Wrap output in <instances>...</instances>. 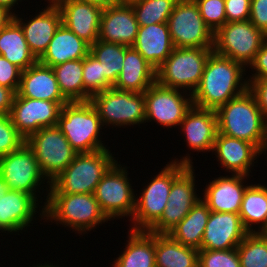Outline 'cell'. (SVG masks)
I'll list each match as a JSON object with an SVG mask.
<instances>
[{
  "label": "cell",
  "mask_w": 267,
  "mask_h": 267,
  "mask_svg": "<svg viewBox=\"0 0 267 267\" xmlns=\"http://www.w3.org/2000/svg\"><path fill=\"white\" fill-rule=\"evenodd\" d=\"M246 69L241 63L213 51L192 94L193 106L216 111L244 93L248 89Z\"/></svg>",
  "instance_id": "obj_1"
},
{
  "label": "cell",
  "mask_w": 267,
  "mask_h": 267,
  "mask_svg": "<svg viewBox=\"0 0 267 267\" xmlns=\"http://www.w3.org/2000/svg\"><path fill=\"white\" fill-rule=\"evenodd\" d=\"M188 153L179 159H171L160 169L158 174L150 177V182L142 187L141 192L136 193L135 209L130 230L148 231L161 217L168 203L173 181L188 167L193 166V157ZM138 195V196H137Z\"/></svg>",
  "instance_id": "obj_2"
},
{
  "label": "cell",
  "mask_w": 267,
  "mask_h": 267,
  "mask_svg": "<svg viewBox=\"0 0 267 267\" xmlns=\"http://www.w3.org/2000/svg\"><path fill=\"white\" fill-rule=\"evenodd\" d=\"M215 112L219 133L253 143L263 153L267 140V119L248 89Z\"/></svg>",
  "instance_id": "obj_3"
},
{
  "label": "cell",
  "mask_w": 267,
  "mask_h": 267,
  "mask_svg": "<svg viewBox=\"0 0 267 267\" xmlns=\"http://www.w3.org/2000/svg\"><path fill=\"white\" fill-rule=\"evenodd\" d=\"M44 222L56 223L84 236L110 221L101 211L94 194H48Z\"/></svg>",
  "instance_id": "obj_4"
},
{
  "label": "cell",
  "mask_w": 267,
  "mask_h": 267,
  "mask_svg": "<svg viewBox=\"0 0 267 267\" xmlns=\"http://www.w3.org/2000/svg\"><path fill=\"white\" fill-rule=\"evenodd\" d=\"M112 153L109 148L91 153H78L50 182L48 194H93L103 175L119 160Z\"/></svg>",
  "instance_id": "obj_5"
},
{
  "label": "cell",
  "mask_w": 267,
  "mask_h": 267,
  "mask_svg": "<svg viewBox=\"0 0 267 267\" xmlns=\"http://www.w3.org/2000/svg\"><path fill=\"white\" fill-rule=\"evenodd\" d=\"M57 127L78 153H91L110 148L105 145L104 140H101L104 134L101 130L105 128L90 101L69 102L63 105Z\"/></svg>",
  "instance_id": "obj_6"
},
{
  "label": "cell",
  "mask_w": 267,
  "mask_h": 267,
  "mask_svg": "<svg viewBox=\"0 0 267 267\" xmlns=\"http://www.w3.org/2000/svg\"><path fill=\"white\" fill-rule=\"evenodd\" d=\"M213 48H174L156 69V82L191 95L198 87Z\"/></svg>",
  "instance_id": "obj_7"
},
{
  "label": "cell",
  "mask_w": 267,
  "mask_h": 267,
  "mask_svg": "<svg viewBox=\"0 0 267 267\" xmlns=\"http://www.w3.org/2000/svg\"><path fill=\"white\" fill-rule=\"evenodd\" d=\"M89 101L97 111L104 128L109 127L110 130L111 126L114 129L145 125L144 93L122 91L111 87L92 95Z\"/></svg>",
  "instance_id": "obj_8"
},
{
  "label": "cell",
  "mask_w": 267,
  "mask_h": 267,
  "mask_svg": "<svg viewBox=\"0 0 267 267\" xmlns=\"http://www.w3.org/2000/svg\"><path fill=\"white\" fill-rule=\"evenodd\" d=\"M0 175L5 179L11 190L24 191L33 195L37 200L40 198L39 202L41 201L42 206L45 207L50 182L41 172L35 154L26 143L17 150L0 157ZM40 190L42 194L46 191L44 202Z\"/></svg>",
  "instance_id": "obj_9"
},
{
  "label": "cell",
  "mask_w": 267,
  "mask_h": 267,
  "mask_svg": "<svg viewBox=\"0 0 267 267\" xmlns=\"http://www.w3.org/2000/svg\"><path fill=\"white\" fill-rule=\"evenodd\" d=\"M120 163L117 160L109 168L93 194L101 211L110 221L127 217L130 222L135 209L136 191L132 188V180L128 176V166Z\"/></svg>",
  "instance_id": "obj_10"
},
{
  "label": "cell",
  "mask_w": 267,
  "mask_h": 267,
  "mask_svg": "<svg viewBox=\"0 0 267 267\" xmlns=\"http://www.w3.org/2000/svg\"><path fill=\"white\" fill-rule=\"evenodd\" d=\"M266 39L250 20L229 22L214 33L213 51L248 68Z\"/></svg>",
  "instance_id": "obj_11"
},
{
  "label": "cell",
  "mask_w": 267,
  "mask_h": 267,
  "mask_svg": "<svg viewBox=\"0 0 267 267\" xmlns=\"http://www.w3.org/2000/svg\"><path fill=\"white\" fill-rule=\"evenodd\" d=\"M25 143L32 149L41 172L54 180L76 157V152L57 126L41 128L31 134Z\"/></svg>",
  "instance_id": "obj_12"
},
{
  "label": "cell",
  "mask_w": 267,
  "mask_h": 267,
  "mask_svg": "<svg viewBox=\"0 0 267 267\" xmlns=\"http://www.w3.org/2000/svg\"><path fill=\"white\" fill-rule=\"evenodd\" d=\"M167 23L174 48H213L214 33L194 0H179Z\"/></svg>",
  "instance_id": "obj_13"
},
{
  "label": "cell",
  "mask_w": 267,
  "mask_h": 267,
  "mask_svg": "<svg viewBox=\"0 0 267 267\" xmlns=\"http://www.w3.org/2000/svg\"><path fill=\"white\" fill-rule=\"evenodd\" d=\"M146 122L158 126L179 128L186 113L193 106L192 95L186 91L152 84L145 92ZM154 121V122H153Z\"/></svg>",
  "instance_id": "obj_14"
},
{
  "label": "cell",
  "mask_w": 267,
  "mask_h": 267,
  "mask_svg": "<svg viewBox=\"0 0 267 267\" xmlns=\"http://www.w3.org/2000/svg\"><path fill=\"white\" fill-rule=\"evenodd\" d=\"M195 166H188L172 183L168 203L160 219L148 230L150 233L167 234L201 199L197 193Z\"/></svg>",
  "instance_id": "obj_15"
},
{
  "label": "cell",
  "mask_w": 267,
  "mask_h": 267,
  "mask_svg": "<svg viewBox=\"0 0 267 267\" xmlns=\"http://www.w3.org/2000/svg\"><path fill=\"white\" fill-rule=\"evenodd\" d=\"M67 103L69 101L36 100L15 94L9 115L26 140L41 128L57 126L62 107Z\"/></svg>",
  "instance_id": "obj_16"
},
{
  "label": "cell",
  "mask_w": 267,
  "mask_h": 267,
  "mask_svg": "<svg viewBox=\"0 0 267 267\" xmlns=\"http://www.w3.org/2000/svg\"><path fill=\"white\" fill-rule=\"evenodd\" d=\"M40 203L33 195L19 190L10 189L5 196H0V233L20 235L22 231L28 233L34 220L44 222V206Z\"/></svg>",
  "instance_id": "obj_17"
},
{
  "label": "cell",
  "mask_w": 267,
  "mask_h": 267,
  "mask_svg": "<svg viewBox=\"0 0 267 267\" xmlns=\"http://www.w3.org/2000/svg\"><path fill=\"white\" fill-rule=\"evenodd\" d=\"M44 1L48 3V5L46 4L44 8L42 6L40 10L37 9L34 16L29 15L30 19L27 16L26 18H22L25 17V15H19V13H17L18 15H13V18L20 24L23 30L31 52L37 59L44 54L56 30L62 23L60 9L54 1Z\"/></svg>",
  "instance_id": "obj_18"
},
{
  "label": "cell",
  "mask_w": 267,
  "mask_h": 267,
  "mask_svg": "<svg viewBox=\"0 0 267 267\" xmlns=\"http://www.w3.org/2000/svg\"><path fill=\"white\" fill-rule=\"evenodd\" d=\"M212 155L217 158L225 173L251 176L262 152L248 141L217 133ZM256 161V162H255Z\"/></svg>",
  "instance_id": "obj_19"
},
{
  "label": "cell",
  "mask_w": 267,
  "mask_h": 267,
  "mask_svg": "<svg viewBox=\"0 0 267 267\" xmlns=\"http://www.w3.org/2000/svg\"><path fill=\"white\" fill-rule=\"evenodd\" d=\"M248 178L249 176L240 174H224L212 178L213 180L205 185V189L201 190V199L210 211L239 214L244 192L251 184H245Z\"/></svg>",
  "instance_id": "obj_20"
},
{
  "label": "cell",
  "mask_w": 267,
  "mask_h": 267,
  "mask_svg": "<svg viewBox=\"0 0 267 267\" xmlns=\"http://www.w3.org/2000/svg\"><path fill=\"white\" fill-rule=\"evenodd\" d=\"M249 232L237 213L210 212L201 241V249H235Z\"/></svg>",
  "instance_id": "obj_21"
},
{
  "label": "cell",
  "mask_w": 267,
  "mask_h": 267,
  "mask_svg": "<svg viewBox=\"0 0 267 267\" xmlns=\"http://www.w3.org/2000/svg\"><path fill=\"white\" fill-rule=\"evenodd\" d=\"M60 9L62 23L80 39L93 45L99 36L103 8L79 0H53Z\"/></svg>",
  "instance_id": "obj_22"
},
{
  "label": "cell",
  "mask_w": 267,
  "mask_h": 267,
  "mask_svg": "<svg viewBox=\"0 0 267 267\" xmlns=\"http://www.w3.org/2000/svg\"><path fill=\"white\" fill-rule=\"evenodd\" d=\"M179 127L189 151L193 150L198 154L213 151L218 133L217 116L214 110L192 106Z\"/></svg>",
  "instance_id": "obj_23"
},
{
  "label": "cell",
  "mask_w": 267,
  "mask_h": 267,
  "mask_svg": "<svg viewBox=\"0 0 267 267\" xmlns=\"http://www.w3.org/2000/svg\"><path fill=\"white\" fill-rule=\"evenodd\" d=\"M138 28L132 6L116 3L103 8L98 40L132 47L136 41Z\"/></svg>",
  "instance_id": "obj_24"
},
{
  "label": "cell",
  "mask_w": 267,
  "mask_h": 267,
  "mask_svg": "<svg viewBox=\"0 0 267 267\" xmlns=\"http://www.w3.org/2000/svg\"><path fill=\"white\" fill-rule=\"evenodd\" d=\"M16 94L36 100L68 101L60 91L53 68L39 62L21 72Z\"/></svg>",
  "instance_id": "obj_25"
},
{
  "label": "cell",
  "mask_w": 267,
  "mask_h": 267,
  "mask_svg": "<svg viewBox=\"0 0 267 267\" xmlns=\"http://www.w3.org/2000/svg\"><path fill=\"white\" fill-rule=\"evenodd\" d=\"M132 47L157 69L174 49L168 23L139 26L136 41Z\"/></svg>",
  "instance_id": "obj_26"
},
{
  "label": "cell",
  "mask_w": 267,
  "mask_h": 267,
  "mask_svg": "<svg viewBox=\"0 0 267 267\" xmlns=\"http://www.w3.org/2000/svg\"><path fill=\"white\" fill-rule=\"evenodd\" d=\"M156 82V69L133 47L125 46L123 69L118 75L115 89L144 93Z\"/></svg>",
  "instance_id": "obj_27"
},
{
  "label": "cell",
  "mask_w": 267,
  "mask_h": 267,
  "mask_svg": "<svg viewBox=\"0 0 267 267\" xmlns=\"http://www.w3.org/2000/svg\"><path fill=\"white\" fill-rule=\"evenodd\" d=\"M89 53L90 45L61 23L38 62L53 67L66 61L85 58Z\"/></svg>",
  "instance_id": "obj_28"
},
{
  "label": "cell",
  "mask_w": 267,
  "mask_h": 267,
  "mask_svg": "<svg viewBox=\"0 0 267 267\" xmlns=\"http://www.w3.org/2000/svg\"><path fill=\"white\" fill-rule=\"evenodd\" d=\"M128 230L126 246L110 267H156L155 233Z\"/></svg>",
  "instance_id": "obj_29"
},
{
  "label": "cell",
  "mask_w": 267,
  "mask_h": 267,
  "mask_svg": "<svg viewBox=\"0 0 267 267\" xmlns=\"http://www.w3.org/2000/svg\"><path fill=\"white\" fill-rule=\"evenodd\" d=\"M0 55L22 71L38 62L27 44L20 24L14 18L0 29Z\"/></svg>",
  "instance_id": "obj_30"
},
{
  "label": "cell",
  "mask_w": 267,
  "mask_h": 267,
  "mask_svg": "<svg viewBox=\"0 0 267 267\" xmlns=\"http://www.w3.org/2000/svg\"><path fill=\"white\" fill-rule=\"evenodd\" d=\"M210 212L208 205L200 199L167 234L184 246L201 250V241Z\"/></svg>",
  "instance_id": "obj_31"
},
{
  "label": "cell",
  "mask_w": 267,
  "mask_h": 267,
  "mask_svg": "<svg viewBox=\"0 0 267 267\" xmlns=\"http://www.w3.org/2000/svg\"><path fill=\"white\" fill-rule=\"evenodd\" d=\"M239 215L244 228L249 233L263 232L266 229L267 186L265 184L252 183L246 188Z\"/></svg>",
  "instance_id": "obj_32"
},
{
  "label": "cell",
  "mask_w": 267,
  "mask_h": 267,
  "mask_svg": "<svg viewBox=\"0 0 267 267\" xmlns=\"http://www.w3.org/2000/svg\"><path fill=\"white\" fill-rule=\"evenodd\" d=\"M199 251L184 246L168 234L155 233L156 267H198Z\"/></svg>",
  "instance_id": "obj_33"
},
{
  "label": "cell",
  "mask_w": 267,
  "mask_h": 267,
  "mask_svg": "<svg viewBox=\"0 0 267 267\" xmlns=\"http://www.w3.org/2000/svg\"><path fill=\"white\" fill-rule=\"evenodd\" d=\"M61 93L69 102H87L91 95L84 89L83 58L52 67Z\"/></svg>",
  "instance_id": "obj_34"
},
{
  "label": "cell",
  "mask_w": 267,
  "mask_h": 267,
  "mask_svg": "<svg viewBox=\"0 0 267 267\" xmlns=\"http://www.w3.org/2000/svg\"><path fill=\"white\" fill-rule=\"evenodd\" d=\"M90 53L99 60L105 78L114 85L123 69L125 45L97 40L90 46Z\"/></svg>",
  "instance_id": "obj_35"
},
{
  "label": "cell",
  "mask_w": 267,
  "mask_h": 267,
  "mask_svg": "<svg viewBox=\"0 0 267 267\" xmlns=\"http://www.w3.org/2000/svg\"><path fill=\"white\" fill-rule=\"evenodd\" d=\"M241 267H267V235L248 233L237 246Z\"/></svg>",
  "instance_id": "obj_36"
},
{
  "label": "cell",
  "mask_w": 267,
  "mask_h": 267,
  "mask_svg": "<svg viewBox=\"0 0 267 267\" xmlns=\"http://www.w3.org/2000/svg\"><path fill=\"white\" fill-rule=\"evenodd\" d=\"M179 0H143L132 6L138 25L148 26L151 24L168 22L176 3Z\"/></svg>",
  "instance_id": "obj_37"
},
{
  "label": "cell",
  "mask_w": 267,
  "mask_h": 267,
  "mask_svg": "<svg viewBox=\"0 0 267 267\" xmlns=\"http://www.w3.org/2000/svg\"><path fill=\"white\" fill-rule=\"evenodd\" d=\"M84 89L92 96L113 85L105 78L104 69L99 60L89 53L83 58Z\"/></svg>",
  "instance_id": "obj_38"
},
{
  "label": "cell",
  "mask_w": 267,
  "mask_h": 267,
  "mask_svg": "<svg viewBox=\"0 0 267 267\" xmlns=\"http://www.w3.org/2000/svg\"><path fill=\"white\" fill-rule=\"evenodd\" d=\"M198 267H241L237 248L228 250H199Z\"/></svg>",
  "instance_id": "obj_39"
},
{
  "label": "cell",
  "mask_w": 267,
  "mask_h": 267,
  "mask_svg": "<svg viewBox=\"0 0 267 267\" xmlns=\"http://www.w3.org/2000/svg\"><path fill=\"white\" fill-rule=\"evenodd\" d=\"M206 25L215 33L227 23L225 0H194Z\"/></svg>",
  "instance_id": "obj_40"
},
{
  "label": "cell",
  "mask_w": 267,
  "mask_h": 267,
  "mask_svg": "<svg viewBox=\"0 0 267 267\" xmlns=\"http://www.w3.org/2000/svg\"><path fill=\"white\" fill-rule=\"evenodd\" d=\"M25 138L13 125L9 114H0V157L20 148Z\"/></svg>",
  "instance_id": "obj_41"
},
{
  "label": "cell",
  "mask_w": 267,
  "mask_h": 267,
  "mask_svg": "<svg viewBox=\"0 0 267 267\" xmlns=\"http://www.w3.org/2000/svg\"><path fill=\"white\" fill-rule=\"evenodd\" d=\"M22 70L0 55V85L12 89L15 93L19 88Z\"/></svg>",
  "instance_id": "obj_42"
},
{
  "label": "cell",
  "mask_w": 267,
  "mask_h": 267,
  "mask_svg": "<svg viewBox=\"0 0 267 267\" xmlns=\"http://www.w3.org/2000/svg\"><path fill=\"white\" fill-rule=\"evenodd\" d=\"M250 4L251 0H225L227 23L249 20Z\"/></svg>",
  "instance_id": "obj_43"
},
{
  "label": "cell",
  "mask_w": 267,
  "mask_h": 267,
  "mask_svg": "<svg viewBox=\"0 0 267 267\" xmlns=\"http://www.w3.org/2000/svg\"><path fill=\"white\" fill-rule=\"evenodd\" d=\"M249 20L267 36V0H251Z\"/></svg>",
  "instance_id": "obj_44"
},
{
  "label": "cell",
  "mask_w": 267,
  "mask_h": 267,
  "mask_svg": "<svg viewBox=\"0 0 267 267\" xmlns=\"http://www.w3.org/2000/svg\"><path fill=\"white\" fill-rule=\"evenodd\" d=\"M250 68L252 73L250 72ZM249 73L247 79L267 78V39L263 42L261 48L256 53L253 62L247 68Z\"/></svg>",
  "instance_id": "obj_45"
},
{
  "label": "cell",
  "mask_w": 267,
  "mask_h": 267,
  "mask_svg": "<svg viewBox=\"0 0 267 267\" xmlns=\"http://www.w3.org/2000/svg\"><path fill=\"white\" fill-rule=\"evenodd\" d=\"M248 90L256 99L257 105L267 119V78L247 79Z\"/></svg>",
  "instance_id": "obj_46"
},
{
  "label": "cell",
  "mask_w": 267,
  "mask_h": 267,
  "mask_svg": "<svg viewBox=\"0 0 267 267\" xmlns=\"http://www.w3.org/2000/svg\"><path fill=\"white\" fill-rule=\"evenodd\" d=\"M15 94L12 89L0 85V114H10Z\"/></svg>",
  "instance_id": "obj_47"
},
{
  "label": "cell",
  "mask_w": 267,
  "mask_h": 267,
  "mask_svg": "<svg viewBox=\"0 0 267 267\" xmlns=\"http://www.w3.org/2000/svg\"><path fill=\"white\" fill-rule=\"evenodd\" d=\"M22 1L23 0H0V6L6 8L9 12H11L13 15H15L18 13L17 11H19V10H17L16 6L17 5L19 6V2H21L20 4H22ZM24 1L28 2V0H24Z\"/></svg>",
  "instance_id": "obj_48"
},
{
  "label": "cell",
  "mask_w": 267,
  "mask_h": 267,
  "mask_svg": "<svg viewBox=\"0 0 267 267\" xmlns=\"http://www.w3.org/2000/svg\"><path fill=\"white\" fill-rule=\"evenodd\" d=\"M13 19V14L6 8L0 6V29L6 26Z\"/></svg>",
  "instance_id": "obj_49"
},
{
  "label": "cell",
  "mask_w": 267,
  "mask_h": 267,
  "mask_svg": "<svg viewBox=\"0 0 267 267\" xmlns=\"http://www.w3.org/2000/svg\"><path fill=\"white\" fill-rule=\"evenodd\" d=\"M79 1H84L86 3L95 4L102 8H106L108 6H111L117 3V0H79Z\"/></svg>",
  "instance_id": "obj_50"
},
{
  "label": "cell",
  "mask_w": 267,
  "mask_h": 267,
  "mask_svg": "<svg viewBox=\"0 0 267 267\" xmlns=\"http://www.w3.org/2000/svg\"><path fill=\"white\" fill-rule=\"evenodd\" d=\"M10 190L9 185L6 183L5 179L0 175V196H5V194Z\"/></svg>",
  "instance_id": "obj_51"
},
{
  "label": "cell",
  "mask_w": 267,
  "mask_h": 267,
  "mask_svg": "<svg viewBox=\"0 0 267 267\" xmlns=\"http://www.w3.org/2000/svg\"><path fill=\"white\" fill-rule=\"evenodd\" d=\"M143 0H117V3L125 6H133L140 3Z\"/></svg>",
  "instance_id": "obj_52"
},
{
  "label": "cell",
  "mask_w": 267,
  "mask_h": 267,
  "mask_svg": "<svg viewBox=\"0 0 267 267\" xmlns=\"http://www.w3.org/2000/svg\"><path fill=\"white\" fill-rule=\"evenodd\" d=\"M32 266L33 267H60V265H57V263L53 265V263H51V262L49 263L48 261L47 262L45 261L44 263H41V261H40L39 263H36V265L32 264ZM32 266H30V267H32Z\"/></svg>",
  "instance_id": "obj_53"
},
{
  "label": "cell",
  "mask_w": 267,
  "mask_h": 267,
  "mask_svg": "<svg viewBox=\"0 0 267 267\" xmlns=\"http://www.w3.org/2000/svg\"><path fill=\"white\" fill-rule=\"evenodd\" d=\"M263 154L267 155V140H266V144H265V147H264V150H263ZM265 161L267 162V159Z\"/></svg>",
  "instance_id": "obj_54"
},
{
  "label": "cell",
  "mask_w": 267,
  "mask_h": 267,
  "mask_svg": "<svg viewBox=\"0 0 267 267\" xmlns=\"http://www.w3.org/2000/svg\"><path fill=\"white\" fill-rule=\"evenodd\" d=\"M262 233L265 234V235H267V227H266V229Z\"/></svg>",
  "instance_id": "obj_55"
}]
</instances>
